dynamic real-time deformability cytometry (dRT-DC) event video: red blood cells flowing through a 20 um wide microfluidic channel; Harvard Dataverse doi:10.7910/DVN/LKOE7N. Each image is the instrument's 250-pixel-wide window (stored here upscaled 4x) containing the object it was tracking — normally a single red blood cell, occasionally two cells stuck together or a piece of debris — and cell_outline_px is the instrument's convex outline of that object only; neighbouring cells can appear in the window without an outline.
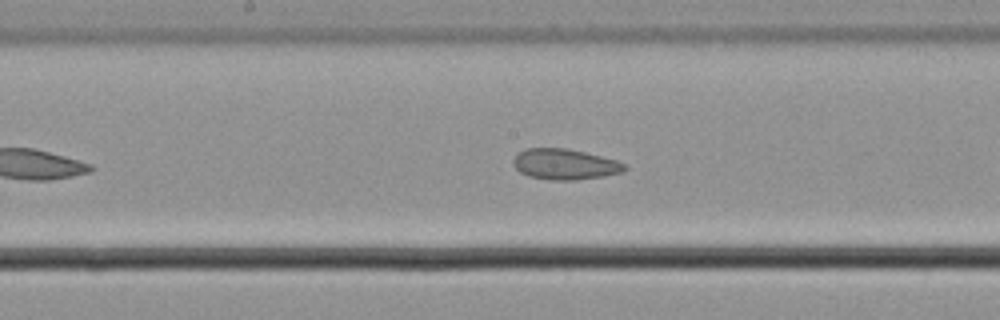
{"species": "common noctule bat (a hibernating species)", "species_latin": "Nyctalus noctula", "temperature_condition": "cold", "stored_images_in_passage": 23, "camera_frame_rate_fps": 3000, "um_per_image_px": 0.085, "animal": {"sex": "male", "body_mass_g": 21.5, "forearm_length_mm": 52.0}, "frame": {"image": 1, "passage_image": 14, "time_ms": 4.333, "image_size_px": [1000, 320], "cell_outline_px": [[628, 168], [624, 172], [604, 176], [576, 180], [552, 180], [528, 176], [520, 172], [512, 164], [512, 160], [516, 152], [524, 148], [568, 148], [616, 160], [624, 164]], "centroid_in_image_um": [47.97, 13.96], "position_along_channel_um": 200.2, "area_um2": 20.11}}